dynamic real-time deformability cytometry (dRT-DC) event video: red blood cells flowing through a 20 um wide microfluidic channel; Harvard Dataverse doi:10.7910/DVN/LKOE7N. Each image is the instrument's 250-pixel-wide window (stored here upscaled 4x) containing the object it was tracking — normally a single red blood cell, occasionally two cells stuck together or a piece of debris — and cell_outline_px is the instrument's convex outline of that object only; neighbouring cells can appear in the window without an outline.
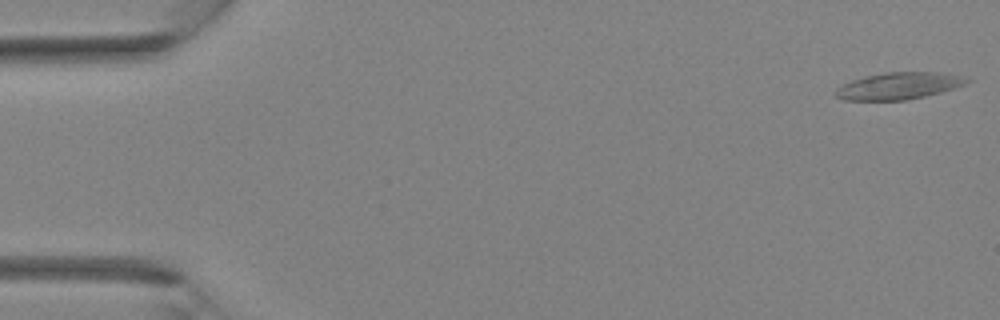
{"species": "Egyptian fruit bat (a non-hibernating species)", "species_latin": "Rousettus aegyptiacus", "temperature_condition": "room temperature", "stored_images_in_passage": 36, "camera_frame_rate_fps": 3000, "um_per_image_px": 0.085, "animal": {"sex": "female"}, "frame": {"image": 1, "passage_image": 1, "time_ms": 0.0, "image_size_px": [1000, 320], "cell_outline_px": [[972, 80], [968, 84], [956, 88], [924, 96], [904, 100], [844, 100], [836, 96], [836, 88], [852, 80], [884, 72], [936, 72], [968, 76]], "centroid_in_image_um": [76.48, 7.29], "position_along_channel_um": 8.5, "area_um2": 20.58}}
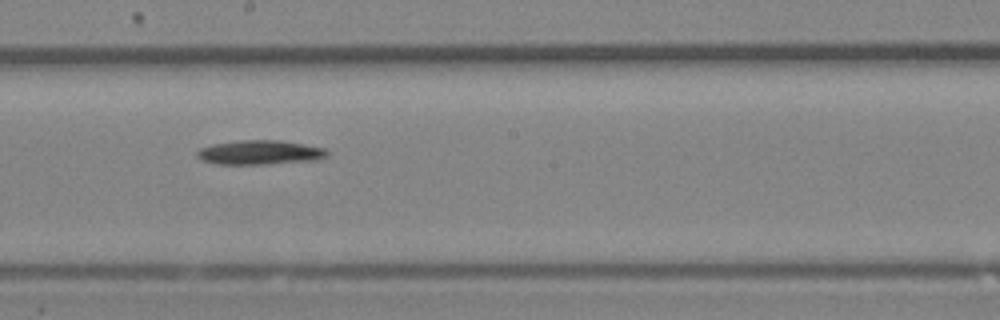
{"frame": {"image": 2, "passage_image": 20, "time_ms": 6.333, "image_size_px": [1000, 320], "cell_outline_px": [[328, 156], [316, 160], [264, 164], [216, 164], [200, 160], [196, 156], [196, 152], [200, 148], [212, 144], [240, 140], [280, 140], [304, 144], [324, 148], [328, 152]], "centroid_in_image_um": [22.06, 12.96], "position_along_channel_um": 226.1, "area_um2": 18.5}}
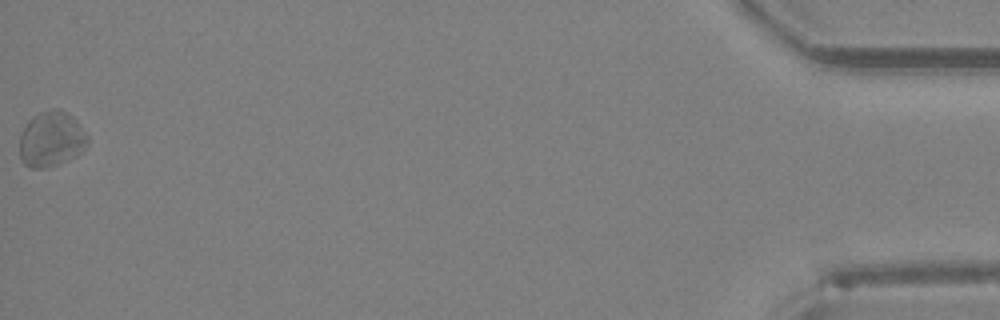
{"frame": {"image": 3, "passage_image": 36, "time_ms": 11.667, "image_size_px": [1000, 320], "cell_outline_px": [[88, 144], [76, 156], [68, 160], [44, 168], [32, 168], [24, 164], [20, 156], [20, 136], [28, 120], [32, 116], [40, 112], [56, 108], [60, 108], [68, 112], [76, 120], [88, 136]], "centroid_in_image_um": [4.37, 11.81], "position_along_channel_um": 430.8, "area_um2": 21.96}}